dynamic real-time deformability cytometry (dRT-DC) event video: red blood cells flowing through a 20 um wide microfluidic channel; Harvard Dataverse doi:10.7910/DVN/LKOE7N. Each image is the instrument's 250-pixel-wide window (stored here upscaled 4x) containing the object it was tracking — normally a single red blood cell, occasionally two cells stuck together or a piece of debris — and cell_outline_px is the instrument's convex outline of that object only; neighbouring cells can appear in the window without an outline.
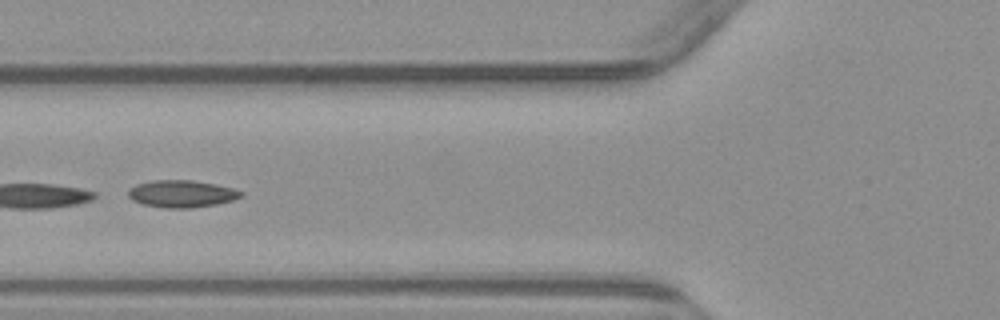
{"species": "common noctule bat (a hibernating species)", "species_latin": "Nyctalus noctula", "temperature_condition": "warm", "stored_images_in_passage": 8, "camera_frame_rate_fps": 3000, "um_per_image_px": 0.085, "animal": {"sex": "male", "body_mass_g": 23.1, "forearm_length_mm": 52.7}, "frame": {"image": 1, "passage_image": 6, "time_ms": 6.0, "image_size_px": [1000, 320], "cell_outline_px": [[244, 196], [232, 200], [216, 204], [192, 208], [164, 208], [144, 204], [132, 200], [128, 196], [128, 188], [136, 184], [152, 180], [192, 180], [216, 184], [232, 188], [244, 192]], "centroid_in_image_um": [15.44, 16.47], "position_along_channel_um": 110.4, "area_um2": 17.98}}
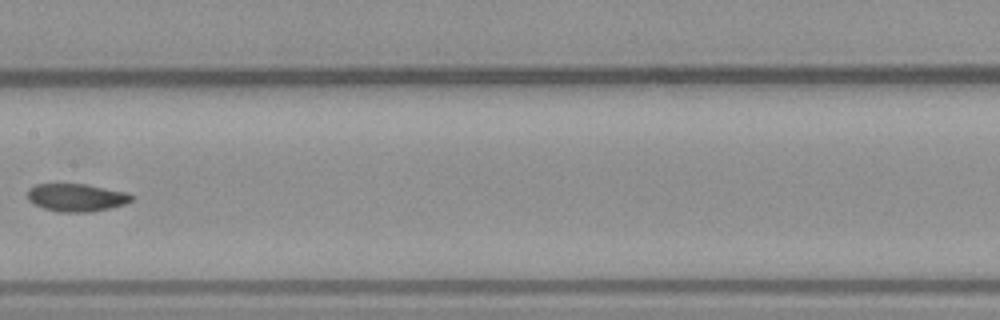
{"frame": {"image": 2, "passage_image": 8, "time_ms": 8.333, "image_size_px": [1000, 320], "cell_outline_px": [[136, 196], [132, 200], [124, 204], [92, 212], [60, 212], [44, 208], [28, 200], [28, 188], [36, 184], [84, 184], [128, 192]], "centroid_in_image_um": [6.52, 16.78], "position_along_channel_um": 200.9, "area_um2": 16.82}}